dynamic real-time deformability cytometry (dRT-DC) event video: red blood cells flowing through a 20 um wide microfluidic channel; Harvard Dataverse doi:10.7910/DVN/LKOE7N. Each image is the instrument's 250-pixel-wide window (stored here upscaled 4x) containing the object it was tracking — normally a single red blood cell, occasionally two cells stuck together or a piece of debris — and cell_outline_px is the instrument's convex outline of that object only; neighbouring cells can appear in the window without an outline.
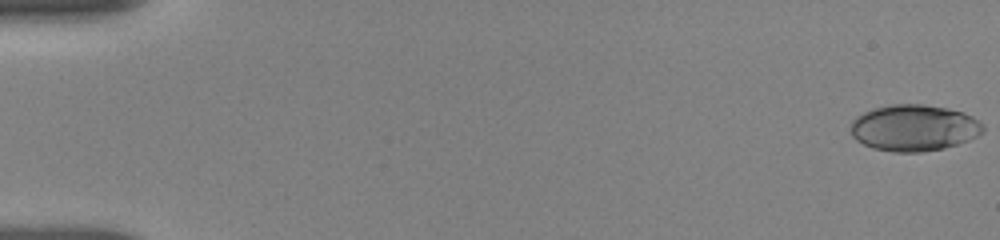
{"species": "human", "species_latin": "Homo sapiens", "temperature_condition": "room temperature", "stored_images_in_passage": 6, "camera_frame_rate_fps": 3000, "um_per_image_px": 0.085, "donor": {"sex": "female"}, "frame": {"image": 1, "passage_image": 1, "time_ms": 0.0, "image_size_px": [1000, 240], "cell_outline_px": [[984, 128], [976, 136], [968, 140], [944, 148], [920, 152], [892, 152], [872, 148], [856, 140], [852, 136], [852, 120], [856, 116], [872, 108], [892, 104], [924, 104], [948, 108], [964, 112], [980, 120], [984, 124]], "centroid_in_image_um": [77.69, 10.86], "position_along_channel_um": 7.3, "area_um2": 35.89}}